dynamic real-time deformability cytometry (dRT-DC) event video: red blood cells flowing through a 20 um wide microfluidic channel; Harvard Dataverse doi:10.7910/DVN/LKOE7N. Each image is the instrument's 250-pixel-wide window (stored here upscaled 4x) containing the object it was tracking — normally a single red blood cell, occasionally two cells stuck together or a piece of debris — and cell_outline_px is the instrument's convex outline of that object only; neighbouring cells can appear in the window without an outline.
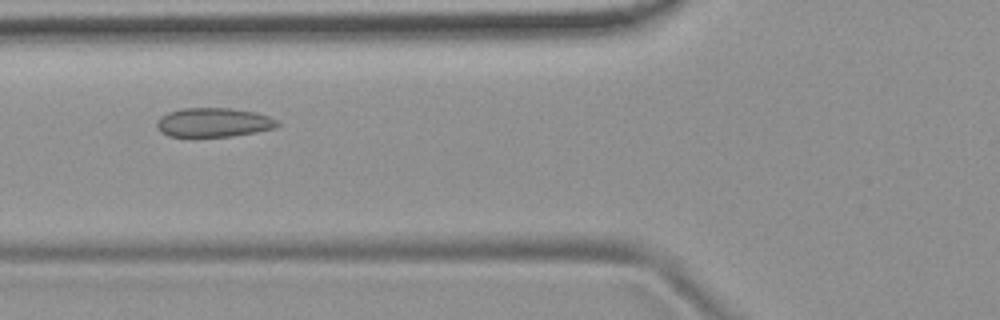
{"species": "common noctule bat (a hibernating species)", "species_latin": "Nyctalus noctula", "temperature_condition": "room temperature", "stored_images_in_passage": 50, "camera_frame_rate_fps": 3000, "um_per_image_px": 0.085, "animal": {"sex": "female", "body_mass_g": 19.9}, "frame": {"image": 1, "passage_image": 17, "time_ms": 5.333, "image_size_px": [1000, 320], "cell_outline_px": [[280, 124], [276, 128], [256, 132], [232, 136], [168, 136], [160, 132], [156, 128], [156, 124], [160, 116], [168, 112], [180, 108], [232, 108], [256, 112], [280, 120]], "centroid_in_image_um": [18.17, 10.4], "position_along_channel_um": 107.6, "area_um2": 20.69}}
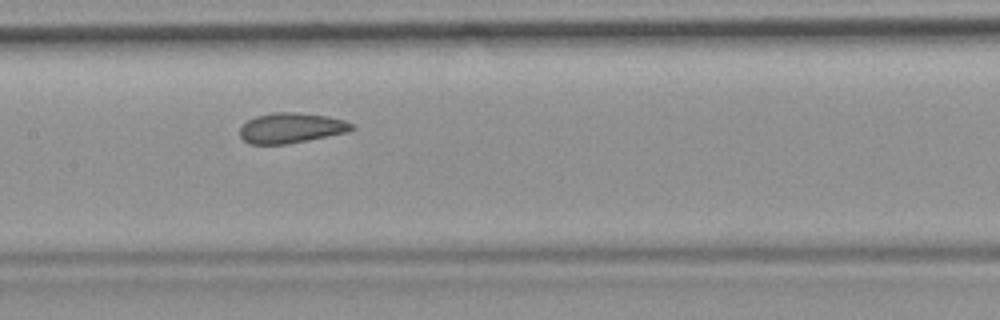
{"frame": {"image": 2, "passage_image": 23, "time_ms": 7.333, "image_size_px": [1000, 320], "cell_outline_px": [[356, 128], [348, 132], [288, 144], [248, 144], [240, 136], [240, 128], [248, 120], [256, 116], [276, 112], [296, 112], [328, 116], [344, 120], [352, 124]], "centroid_in_image_um": [24.76, 10.88], "position_along_channel_um": 182.6, "area_um2": 19.71}}
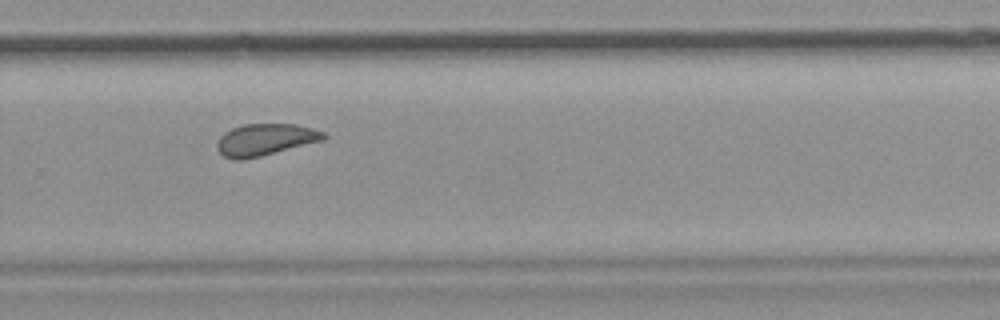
{"frame": {"image": 3, "passage_image": 33, "time_ms": 10.667, "image_size_px": [1000, 320], "cell_outline_px": [[328, 136], [324, 140], [244, 160], [232, 160], [224, 156], [216, 148], [216, 144], [220, 136], [224, 132], [232, 128], [244, 124], [296, 124], [312, 128], [324, 132]], "centroid_in_image_um": [22.53, 11.87], "position_along_channel_um": 307.3, "area_um2": 19.83}, "authors_computed_cell_mechanics": {"area_um2": 20.4901, "velocity_mm_per_s": 3.7545, "shape_relaxation_time_tau1_ms": 7.1399, "shape_relaxation_time_tau2_ms": 1.3536, "deformation_change_tau1": 0.1059, "deformation_change_tau2": 0.0563}}